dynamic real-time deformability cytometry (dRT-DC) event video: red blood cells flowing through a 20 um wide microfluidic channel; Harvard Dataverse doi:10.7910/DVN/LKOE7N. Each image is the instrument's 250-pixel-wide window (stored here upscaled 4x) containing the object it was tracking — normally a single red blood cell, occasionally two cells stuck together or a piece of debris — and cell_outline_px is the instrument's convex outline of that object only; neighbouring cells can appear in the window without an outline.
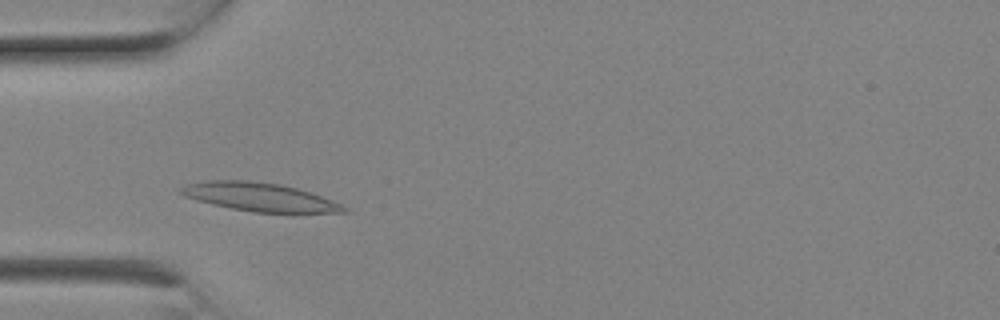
{"species": "Egyptian fruit bat (a non-hibernating species)", "species_latin": "Rousettus aegyptiacus", "temperature_condition": "room temperature", "stored_images_in_passage": 2, "camera_frame_rate_fps": 3000, "um_per_image_px": 0.085, "animal": {"sex": "female"}, "frame": {"image": 1, "passage_image": 1, "time_ms": 0.0, "image_size_px": [1000, 320], "cell_outline_px": [[348, 212], [256, 212], [232, 208], [212, 204], [196, 200], [184, 196], [176, 192], [184, 184], [208, 180], [248, 180], [280, 184], [312, 192], [332, 200], [348, 208]], "centroid_in_image_um": [22.01, 16.73], "position_along_channel_um": 63.0, "area_um2": 26.93}}
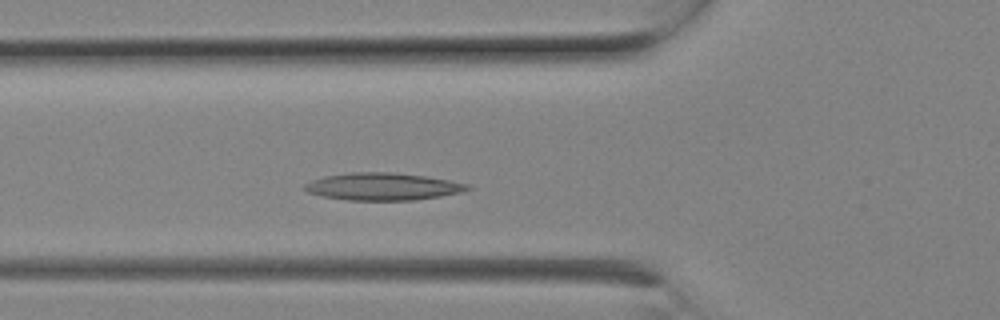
{"frame": {"image": 2, "passage_image": 2, "time_ms": 0.333, "image_size_px": [1000, 320], "cell_outline_px": [[472, 188], [460, 192], [440, 196], [412, 200], [348, 200], [324, 196], [308, 192], [304, 188], [304, 184], [312, 180], [324, 176], [348, 172], [392, 172], [424, 176], [448, 180], [468, 184]], "centroid_in_image_um": [32.51, 15.85], "position_along_channel_um": 93.3, "area_um2": 25.72}}